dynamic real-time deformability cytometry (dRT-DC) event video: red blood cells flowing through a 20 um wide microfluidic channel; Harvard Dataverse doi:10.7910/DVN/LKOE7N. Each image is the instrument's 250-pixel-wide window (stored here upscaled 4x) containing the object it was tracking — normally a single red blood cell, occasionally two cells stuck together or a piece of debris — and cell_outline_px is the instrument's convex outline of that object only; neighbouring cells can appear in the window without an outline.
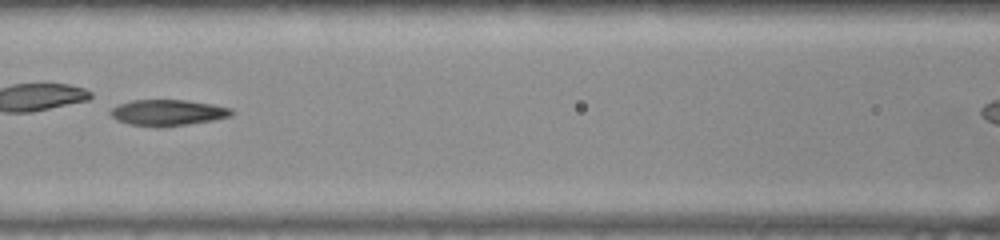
{"species": "common noctule bat (a hibernating species)", "species_latin": "Nyctalus noctula", "temperature_condition": "warm", "stored_images_in_passage": 29, "camera_frame_rate_fps": 3000, "um_per_image_px": 0.085, "animal": {"sex": "female", "body_mass_g": 22.0, "forearm_length_mm": 56.7}, "frame": {"image": 1, "passage_image": 9, "time_ms": 2.667, "image_size_px": [1000, 240], "cell_outline_px": [[236, 112], [232, 116], [212, 120], [188, 124], [160, 128], [128, 124], [116, 120], [108, 112], [112, 108], [120, 104], [132, 100], [188, 100], [212, 104], [232, 108]], "centroid_in_image_um": [14.28, 9.58], "position_along_channel_um": 152.3, "area_um2": 18.61}}